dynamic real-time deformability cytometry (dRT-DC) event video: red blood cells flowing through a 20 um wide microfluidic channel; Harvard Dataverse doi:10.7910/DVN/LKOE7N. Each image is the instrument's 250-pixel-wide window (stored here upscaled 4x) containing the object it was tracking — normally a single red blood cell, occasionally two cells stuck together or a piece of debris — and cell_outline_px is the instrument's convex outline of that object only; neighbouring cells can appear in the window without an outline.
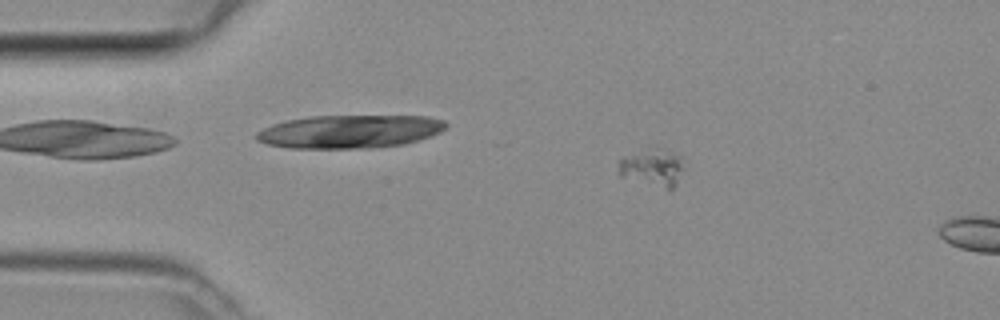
{"species": "common noctule bat (a hibernating species)", "species_latin": "Nyctalus noctula", "temperature_condition": "room temperature", "stored_images_in_passage": 12, "camera_frame_rate_fps": 3000, "um_per_image_px": 0.085, "animal": {"sex": "female", "body_mass_g": 29.2, "forearm_length_mm": 56.3}, "frame": {"image": 1, "passage_image": 9, "time_ms": 2.667, "image_size_px": [1000, 320], "cell_outline_px": [[684, 168], [676, 184], [668, 192], [620, 176], [616, 164], [624, 156], [652, 144], [656, 144], [684, 156]], "centroid_in_image_um": [55.49, 14.19], "position_along_channel_um": 29.5, "area_um2": 15.66}}